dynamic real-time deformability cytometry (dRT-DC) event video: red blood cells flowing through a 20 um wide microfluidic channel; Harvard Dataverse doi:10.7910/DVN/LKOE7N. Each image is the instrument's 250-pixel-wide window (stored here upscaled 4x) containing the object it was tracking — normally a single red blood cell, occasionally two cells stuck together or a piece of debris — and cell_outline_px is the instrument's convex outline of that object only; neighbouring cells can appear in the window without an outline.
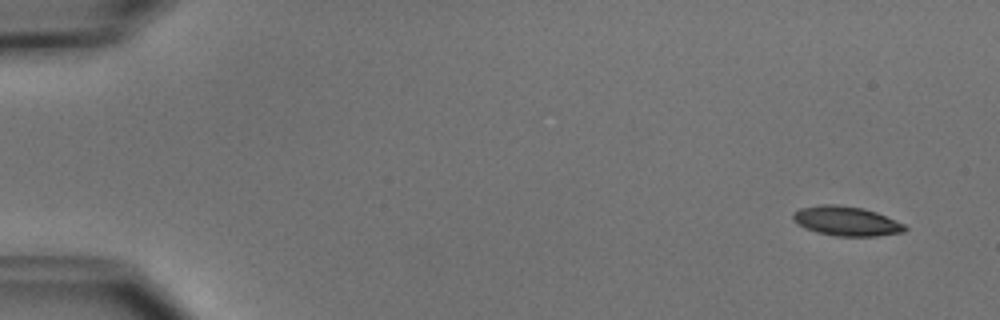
{"species": "common noctule bat (a hibernating species)", "species_latin": "Nyctalus noctula", "temperature_condition": "cold", "stored_images_in_passage": 6, "camera_frame_rate_fps": 3000, "um_per_image_px": 0.085, "animal": {"sex": "male", "body_mass_g": 15.6}, "frame": {"image": 1, "passage_image": 1, "time_ms": 0.0, "image_size_px": [1000, 320], "cell_outline_px": [[908, 228], [904, 232], [876, 236], [836, 236], [816, 232], [804, 228], [792, 220], [792, 212], [800, 208], [820, 204], [836, 204], [864, 208], [876, 212], [904, 224]], "centroid_in_image_um": [71.9, 18.79], "position_along_channel_um": 13.1, "area_um2": 19.36}}
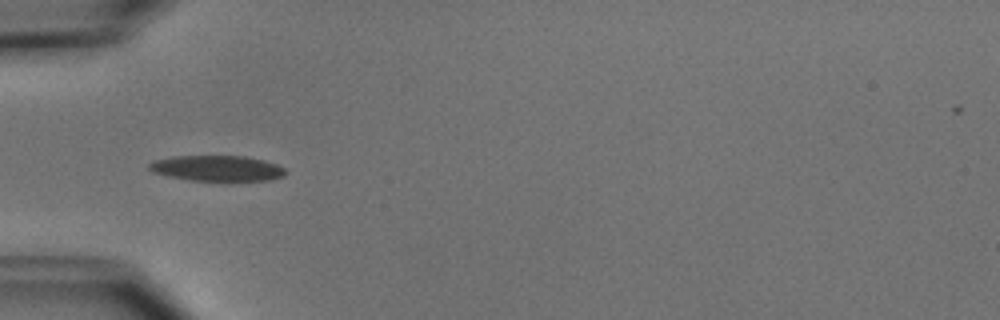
{"frame": {"image": 2, "passage_image": 5, "time_ms": 4.667, "image_size_px": [1000, 320], "cell_outline_px": [[288, 172], [284, 176], [268, 180], [192, 180], [168, 176], [152, 172], [148, 168], [148, 164], [156, 160], [172, 156], [244, 156], [264, 160], [276, 164], [284, 168]], "centroid_in_image_um": [18.46, 14.29], "position_along_channel_um": 66.5, "area_um2": 20.17}}